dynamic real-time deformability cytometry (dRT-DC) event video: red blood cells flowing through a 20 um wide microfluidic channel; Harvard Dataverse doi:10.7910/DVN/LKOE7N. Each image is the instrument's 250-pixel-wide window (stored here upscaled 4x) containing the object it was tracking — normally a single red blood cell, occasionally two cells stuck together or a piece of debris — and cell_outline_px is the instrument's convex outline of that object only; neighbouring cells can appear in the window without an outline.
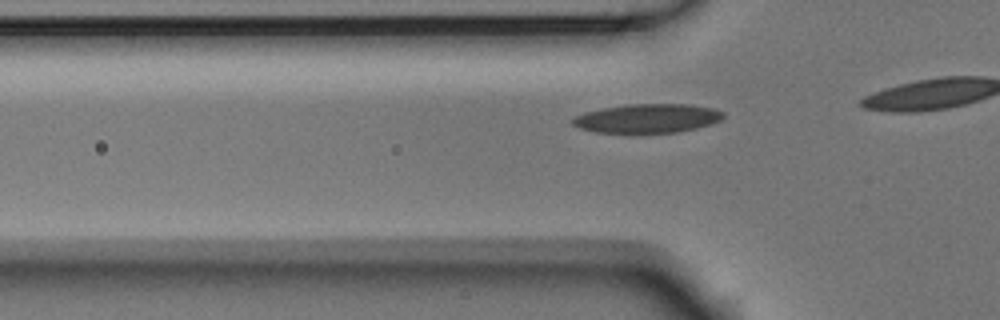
{"species": "Egyptian fruit bat (a non-hibernating species)", "species_latin": "Rousettus aegyptiacus", "temperature_condition": "room temperature", "stored_images_in_passage": 18, "camera_frame_rate_fps": 3000, "um_per_image_px": 0.085, "animal": {"sex": "male"}, "frame": {"image": 1, "passage_image": 13, "time_ms": 4.0, "image_size_px": [1000, 320], "cell_outline_px": [[724, 116], [720, 120], [712, 124], [696, 128], [676, 132], [596, 132], [580, 128], [572, 124], [572, 120], [576, 116], [584, 112], [600, 108], [628, 104], [688, 104], [712, 108], [724, 112]], "centroid_in_image_um": [55.04, 10.05], "position_along_channel_um": 70.8, "area_um2": 25.26}}
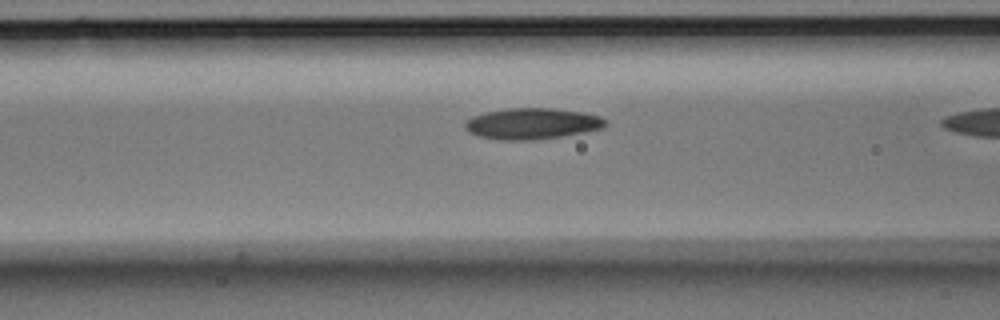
{"frame": {"image": 2, "passage_image": 17, "time_ms": 5.333, "image_size_px": [1000, 320], "cell_outline_px": [[608, 124], [604, 128], [564, 136], [536, 140], [500, 140], [480, 136], [468, 132], [464, 128], [464, 120], [472, 116], [484, 112], [508, 108], [552, 108], [584, 112], [600, 116], [608, 120]], "centroid_in_image_um": [45.24, 10.51], "position_along_channel_um": 121.4, "area_um2": 25.89}}